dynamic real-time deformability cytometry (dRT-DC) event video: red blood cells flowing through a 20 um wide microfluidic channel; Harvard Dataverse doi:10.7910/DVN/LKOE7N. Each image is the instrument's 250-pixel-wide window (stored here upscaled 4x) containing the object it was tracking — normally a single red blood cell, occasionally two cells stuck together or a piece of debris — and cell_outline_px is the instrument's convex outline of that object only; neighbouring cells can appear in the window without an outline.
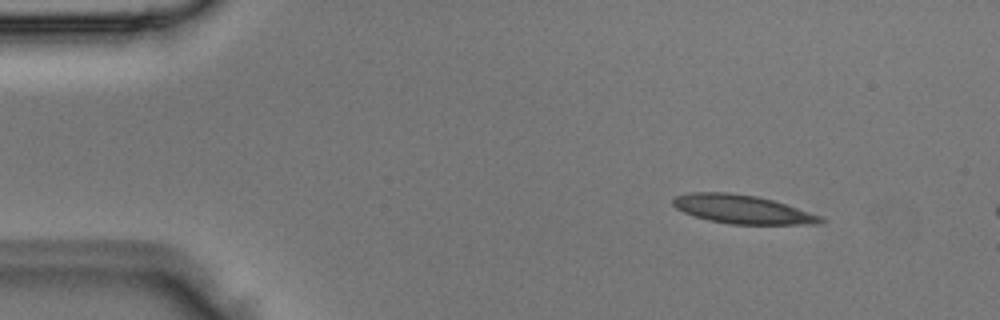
{"species": "Egyptian fruit bat (a non-hibernating species)", "species_latin": "Rousettus aegyptiacus", "temperature_condition": "room temperature", "stored_images_in_passage": 3, "camera_frame_rate_fps": 3000, "um_per_image_px": 0.085, "animal": {"sex": "male"}, "frame": {"image": 1, "passage_image": 1, "time_ms": 0.0, "image_size_px": [1000, 320], "cell_outline_px": [[828, 220], [816, 224], [728, 224], [708, 220], [684, 212], [676, 208], [672, 204], [672, 200], [676, 196], [688, 192], [728, 192], [756, 196], [772, 200], [824, 216]], "centroid_in_image_um": [63.12, 17.79], "position_along_channel_um": 21.9, "area_um2": 24.68}}